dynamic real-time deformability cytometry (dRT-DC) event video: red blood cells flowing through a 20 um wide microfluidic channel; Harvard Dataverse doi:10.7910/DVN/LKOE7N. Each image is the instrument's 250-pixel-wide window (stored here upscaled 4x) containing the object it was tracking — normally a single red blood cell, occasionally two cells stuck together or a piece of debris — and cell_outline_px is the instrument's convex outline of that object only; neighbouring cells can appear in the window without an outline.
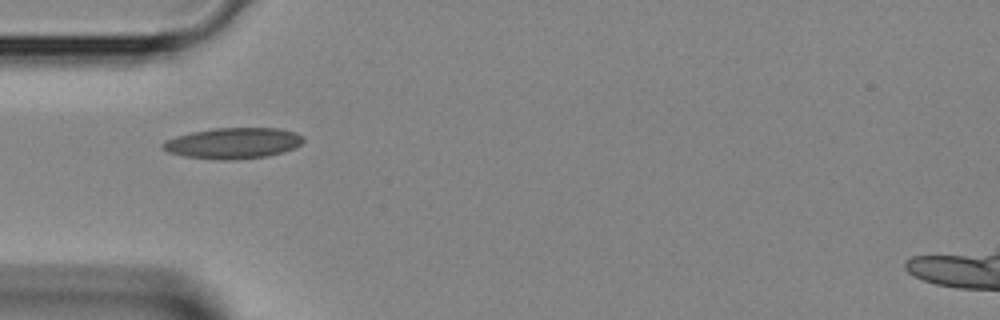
{"species": "Egyptian fruit bat (a non-hibernating species)", "species_latin": "Rousettus aegyptiacus", "temperature_condition": "room temperature", "stored_images_in_passage": 5, "camera_frame_rate_fps": 3000, "um_per_image_px": 0.085, "animal": {"sex": "female"}, "frame": {"image": 1, "passage_image": 5, "time_ms": 1.333, "image_size_px": [1000, 320], "cell_outline_px": [[304, 140], [296, 148], [284, 152], [268, 156], [236, 160], [220, 160], [184, 156], [168, 152], [160, 148], [160, 144], [164, 140], [176, 136], [192, 132], [212, 128], [280, 128], [296, 132], [304, 136]], "centroid_in_image_um": [19.82, 12.17], "position_along_channel_um": 65.2, "area_um2": 25.72}}